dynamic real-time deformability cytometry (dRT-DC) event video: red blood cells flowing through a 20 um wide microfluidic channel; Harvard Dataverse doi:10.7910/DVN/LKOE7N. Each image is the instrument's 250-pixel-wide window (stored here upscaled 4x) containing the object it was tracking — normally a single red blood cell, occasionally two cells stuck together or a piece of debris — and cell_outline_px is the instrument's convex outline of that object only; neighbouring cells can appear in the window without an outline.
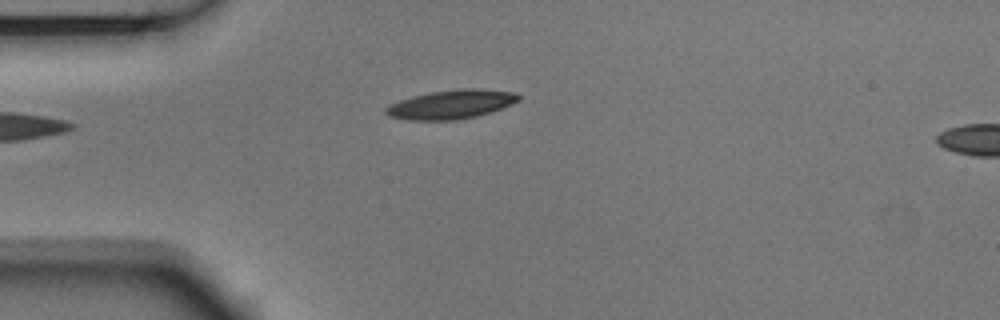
{"species": "Egyptian fruit bat (a non-hibernating species)", "species_latin": "Rousettus aegyptiacus", "temperature_condition": "room temperature", "stored_images_in_passage": 5, "camera_frame_rate_fps": 3000, "um_per_image_px": 0.085, "animal": {"sex": "male"}, "frame": {"image": 1, "passage_image": 5, "time_ms": 1.333, "image_size_px": [1000, 320], "cell_outline_px": [[520, 100], [512, 104], [492, 112], [476, 116], [456, 120], [408, 120], [388, 116], [384, 112], [384, 108], [400, 100], [412, 96], [428, 92], [460, 88], [476, 88], [512, 92], [520, 96]], "centroid_in_image_um": [38.34, 8.87], "position_along_channel_um": 46.7, "area_um2": 22.48}}